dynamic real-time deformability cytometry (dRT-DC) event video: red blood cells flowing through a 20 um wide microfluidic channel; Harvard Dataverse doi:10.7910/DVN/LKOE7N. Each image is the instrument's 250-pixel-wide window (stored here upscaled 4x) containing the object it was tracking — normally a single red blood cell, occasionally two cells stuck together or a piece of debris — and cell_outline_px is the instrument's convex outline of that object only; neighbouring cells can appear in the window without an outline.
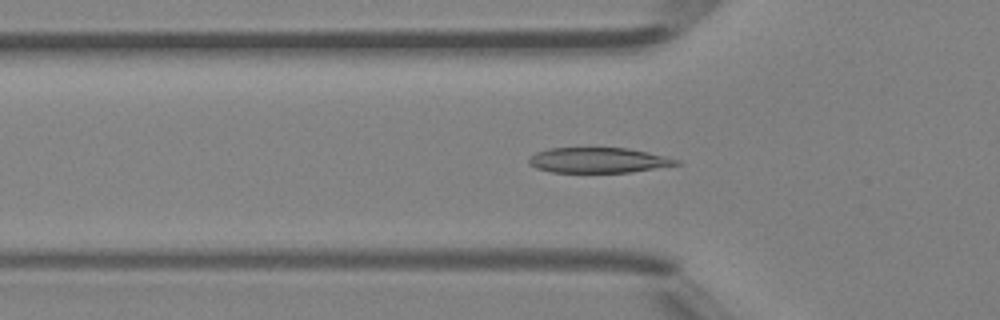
{"species": "Egyptian fruit bat (a non-hibernating species)", "species_latin": "Rousettus aegyptiacus", "temperature_condition": "room temperature", "stored_images_in_passage": 11, "camera_frame_rate_fps": 3000, "um_per_image_px": 0.085, "animal": {"sex": "female"}, "frame": {"image": 1, "passage_image": 10, "time_ms": 3.0, "image_size_px": [1000, 320], "cell_outline_px": [[680, 164], [632, 172], [552, 172], [536, 168], [528, 164], [528, 160], [536, 152], [548, 148], [628, 148], [648, 152], [680, 160]], "centroid_in_image_um": [50.85, 13.62], "position_along_channel_um": 75.0, "area_um2": 21.62}}